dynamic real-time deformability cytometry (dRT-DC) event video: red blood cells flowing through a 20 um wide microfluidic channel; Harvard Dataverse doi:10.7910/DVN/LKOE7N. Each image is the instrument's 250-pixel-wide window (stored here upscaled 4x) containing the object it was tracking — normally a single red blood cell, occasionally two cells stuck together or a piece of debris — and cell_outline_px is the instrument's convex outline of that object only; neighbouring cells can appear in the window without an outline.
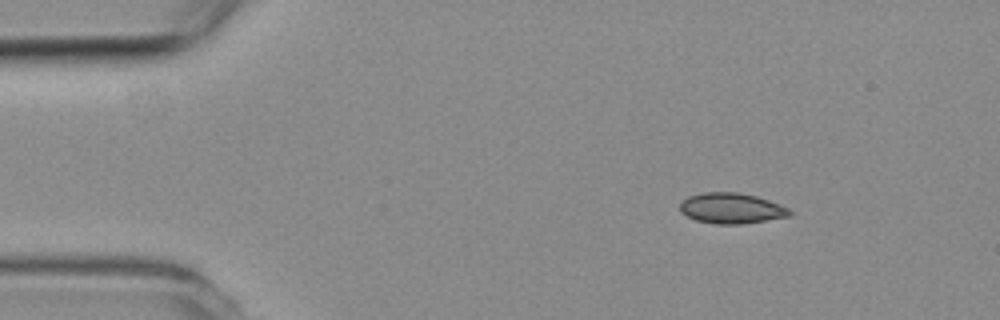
{"species": "common noctule bat (a hibernating species)", "species_latin": "Nyctalus noctula", "temperature_condition": "room temperature", "stored_images_in_passage": 4, "camera_frame_rate_fps": 3000, "um_per_image_px": 0.085, "animal": {"sex": "female", "body_mass_g": 19.3, "forearm_length_mm": 54.1}, "frame": {"image": 1, "passage_image": 1, "time_ms": 0.0, "image_size_px": [1000, 320], "cell_outline_px": [[792, 216], [740, 224], [716, 224], [696, 220], [680, 212], [680, 200], [688, 196], [704, 192], [740, 192], [756, 196], [780, 204], [788, 208], [792, 212]], "centroid_in_image_um": [62.16, 17.69], "position_along_channel_um": 22.8, "area_um2": 19.65}}
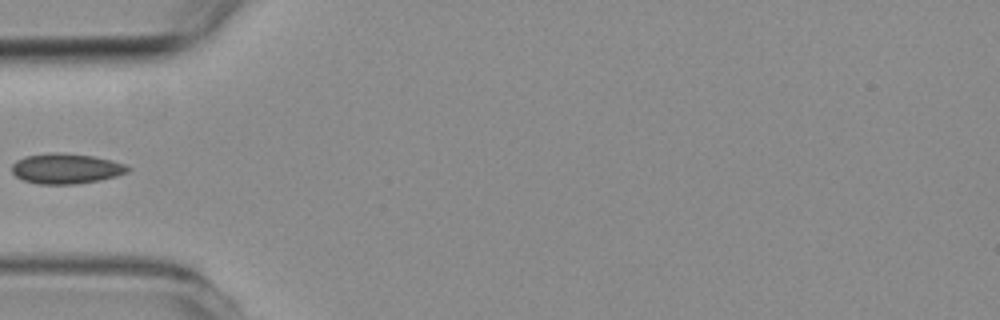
{"frame": {"image": 2, "passage_image": 4, "time_ms": 3.333, "image_size_px": [1000, 320], "cell_outline_px": [[132, 168], [128, 172], [116, 176], [100, 180], [76, 184], [40, 184], [24, 180], [16, 176], [12, 172], [12, 164], [16, 160], [24, 156], [56, 152], [92, 156], [112, 160], [128, 164]], "centroid_in_image_um": [5.65, 14.33], "position_along_channel_um": 79.3, "area_um2": 20.52}}